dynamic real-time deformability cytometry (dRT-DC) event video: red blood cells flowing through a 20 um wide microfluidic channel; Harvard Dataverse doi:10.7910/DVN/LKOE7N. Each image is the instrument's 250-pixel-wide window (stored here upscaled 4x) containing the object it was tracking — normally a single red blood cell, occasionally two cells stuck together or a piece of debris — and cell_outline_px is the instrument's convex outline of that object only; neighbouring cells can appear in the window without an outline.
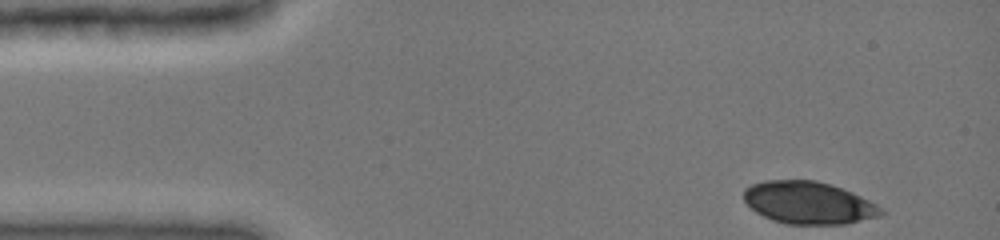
{"species": "common noctule bat (a hibernating species)", "species_latin": "Nyctalus noctula", "temperature_condition": "cold", "stored_images_in_passage": 40, "camera_frame_rate_fps": 3000, "um_per_image_px": 0.085, "animal": {"sex": "female", "body_mass_g": 19.0, "forearm_length_mm": 51.5}, "frame": {"image": 1, "passage_image": 1, "time_ms": 0.0, "image_size_px": [1000, 240], "cell_outline_px": [[884, 212], [880, 216], [848, 224], [784, 224], [772, 220], [756, 212], [744, 200], [744, 188], [752, 184], [764, 180], [816, 180], [832, 184], [852, 192], [876, 204]], "centroid_in_image_um": [68.72, 17.23], "position_along_channel_um": 16.3, "area_um2": 33.99}}